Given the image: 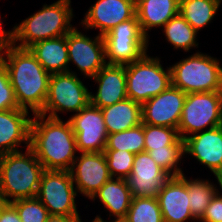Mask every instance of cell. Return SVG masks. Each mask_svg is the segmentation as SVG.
I'll use <instances>...</instances> for the list:
<instances>
[{
	"instance_id": "603a6c76",
	"label": "cell",
	"mask_w": 222,
	"mask_h": 222,
	"mask_svg": "<svg viewBox=\"0 0 222 222\" xmlns=\"http://www.w3.org/2000/svg\"><path fill=\"white\" fill-rule=\"evenodd\" d=\"M101 111L108 134L122 132L142 123L141 104L130 98L101 108Z\"/></svg>"
},
{
	"instance_id": "ab89813d",
	"label": "cell",
	"mask_w": 222,
	"mask_h": 222,
	"mask_svg": "<svg viewBox=\"0 0 222 222\" xmlns=\"http://www.w3.org/2000/svg\"><path fill=\"white\" fill-rule=\"evenodd\" d=\"M133 1V5L135 7V9L142 4L143 2L147 1V0H132Z\"/></svg>"
},
{
	"instance_id": "cb8c5ba5",
	"label": "cell",
	"mask_w": 222,
	"mask_h": 222,
	"mask_svg": "<svg viewBox=\"0 0 222 222\" xmlns=\"http://www.w3.org/2000/svg\"><path fill=\"white\" fill-rule=\"evenodd\" d=\"M135 12L143 34L149 39V30L163 27L179 13V0H147Z\"/></svg>"
},
{
	"instance_id": "f546056e",
	"label": "cell",
	"mask_w": 222,
	"mask_h": 222,
	"mask_svg": "<svg viewBox=\"0 0 222 222\" xmlns=\"http://www.w3.org/2000/svg\"><path fill=\"white\" fill-rule=\"evenodd\" d=\"M145 152H148L157 165L169 175L180 176L183 174L179 166V162L181 163L185 156L184 140L181 138L173 146H166V149H153Z\"/></svg>"
},
{
	"instance_id": "83f0119b",
	"label": "cell",
	"mask_w": 222,
	"mask_h": 222,
	"mask_svg": "<svg viewBox=\"0 0 222 222\" xmlns=\"http://www.w3.org/2000/svg\"><path fill=\"white\" fill-rule=\"evenodd\" d=\"M144 124L128 130L108 134L105 150H126L133 154L144 152Z\"/></svg>"
},
{
	"instance_id": "277c9868",
	"label": "cell",
	"mask_w": 222,
	"mask_h": 222,
	"mask_svg": "<svg viewBox=\"0 0 222 222\" xmlns=\"http://www.w3.org/2000/svg\"><path fill=\"white\" fill-rule=\"evenodd\" d=\"M71 3V0H57L50 5L45 4L42 10L16 24L14 46L28 48L38 41L67 35L74 28L71 25L74 16Z\"/></svg>"
},
{
	"instance_id": "f1b7e54d",
	"label": "cell",
	"mask_w": 222,
	"mask_h": 222,
	"mask_svg": "<svg viewBox=\"0 0 222 222\" xmlns=\"http://www.w3.org/2000/svg\"><path fill=\"white\" fill-rule=\"evenodd\" d=\"M127 222H164L157 197H133Z\"/></svg>"
},
{
	"instance_id": "8992f818",
	"label": "cell",
	"mask_w": 222,
	"mask_h": 222,
	"mask_svg": "<svg viewBox=\"0 0 222 222\" xmlns=\"http://www.w3.org/2000/svg\"><path fill=\"white\" fill-rule=\"evenodd\" d=\"M127 97L141 105L172 85L170 66L165 70L160 58L147 53L125 65Z\"/></svg>"
},
{
	"instance_id": "ac0fdd59",
	"label": "cell",
	"mask_w": 222,
	"mask_h": 222,
	"mask_svg": "<svg viewBox=\"0 0 222 222\" xmlns=\"http://www.w3.org/2000/svg\"><path fill=\"white\" fill-rule=\"evenodd\" d=\"M156 197L164 222H185L188 219L196 221L191 213L184 173L171 176Z\"/></svg>"
},
{
	"instance_id": "4316f807",
	"label": "cell",
	"mask_w": 222,
	"mask_h": 222,
	"mask_svg": "<svg viewBox=\"0 0 222 222\" xmlns=\"http://www.w3.org/2000/svg\"><path fill=\"white\" fill-rule=\"evenodd\" d=\"M189 179L186 177V185L189 193V205L191 213L198 221L209 206L211 200L218 192L217 186L210 182L208 179Z\"/></svg>"
},
{
	"instance_id": "5bb4252c",
	"label": "cell",
	"mask_w": 222,
	"mask_h": 222,
	"mask_svg": "<svg viewBox=\"0 0 222 222\" xmlns=\"http://www.w3.org/2000/svg\"><path fill=\"white\" fill-rule=\"evenodd\" d=\"M185 99L186 93L171 85L141 105L142 123L178 129Z\"/></svg>"
},
{
	"instance_id": "8d00e7d4",
	"label": "cell",
	"mask_w": 222,
	"mask_h": 222,
	"mask_svg": "<svg viewBox=\"0 0 222 222\" xmlns=\"http://www.w3.org/2000/svg\"><path fill=\"white\" fill-rule=\"evenodd\" d=\"M1 18V17H0ZM3 22L0 19V53L14 46V27L10 31L3 29Z\"/></svg>"
},
{
	"instance_id": "836d02e7",
	"label": "cell",
	"mask_w": 222,
	"mask_h": 222,
	"mask_svg": "<svg viewBox=\"0 0 222 222\" xmlns=\"http://www.w3.org/2000/svg\"><path fill=\"white\" fill-rule=\"evenodd\" d=\"M19 108L5 65L0 61V111Z\"/></svg>"
},
{
	"instance_id": "d6986e66",
	"label": "cell",
	"mask_w": 222,
	"mask_h": 222,
	"mask_svg": "<svg viewBox=\"0 0 222 222\" xmlns=\"http://www.w3.org/2000/svg\"><path fill=\"white\" fill-rule=\"evenodd\" d=\"M91 80L98 84L96 94L90 92V103L96 107L104 108L128 98L124 65L106 64Z\"/></svg>"
},
{
	"instance_id": "60d3db41",
	"label": "cell",
	"mask_w": 222,
	"mask_h": 222,
	"mask_svg": "<svg viewBox=\"0 0 222 222\" xmlns=\"http://www.w3.org/2000/svg\"><path fill=\"white\" fill-rule=\"evenodd\" d=\"M2 158H3V154L0 153V169H1V161H2Z\"/></svg>"
},
{
	"instance_id": "4dcf8cb0",
	"label": "cell",
	"mask_w": 222,
	"mask_h": 222,
	"mask_svg": "<svg viewBox=\"0 0 222 222\" xmlns=\"http://www.w3.org/2000/svg\"><path fill=\"white\" fill-rule=\"evenodd\" d=\"M180 139L178 129L144 124V151L166 149Z\"/></svg>"
},
{
	"instance_id": "44dd1931",
	"label": "cell",
	"mask_w": 222,
	"mask_h": 222,
	"mask_svg": "<svg viewBox=\"0 0 222 222\" xmlns=\"http://www.w3.org/2000/svg\"><path fill=\"white\" fill-rule=\"evenodd\" d=\"M28 49L48 73L72 72L68 61L67 35L38 41Z\"/></svg>"
},
{
	"instance_id": "ba28073f",
	"label": "cell",
	"mask_w": 222,
	"mask_h": 222,
	"mask_svg": "<svg viewBox=\"0 0 222 222\" xmlns=\"http://www.w3.org/2000/svg\"><path fill=\"white\" fill-rule=\"evenodd\" d=\"M75 73L51 74L48 95L39 114L60 119L58 112L78 113L90 103V92Z\"/></svg>"
},
{
	"instance_id": "d4e9b609",
	"label": "cell",
	"mask_w": 222,
	"mask_h": 222,
	"mask_svg": "<svg viewBox=\"0 0 222 222\" xmlns=\"http://www.w3.org/2000/svg\"><path fill=\"white\" fill-rule=\"evenodd\" d=\"M222 0H179V13L198 32L211 23Z\"/></svg>"
},
{
	"instance_id": "2e32d148",
	"label": "cell",
	"mask_w": 222,
	"mask_h": 222,
	"mask_svg": "<svg viewBox=\"0 0 222 222\" xmlns=\"http://www.w3.org/2000/svg\"><path fill=\"white\" fill-rule=\"evenodd\" d=\"M170 178L171 175L144 151L135 155L132 172L126 181L133 197H156Z\"/></svg>"
},
{
	"instance_id": "9c48e42d",
	"label": "cell",
	"mask_w": 222,
	"mask_h": 222,
	"mask_svg": "<svg viewBox=\"0 0 222 222\" xmlns=\"http://www.w3.org/2000/svg\"><path fill=\"white\" fill-rule=\"evenodd\" d=\"M106 64L128 65L141 59L148 51L149 40L143 34L135 15L103 36Z\"/></svg>"
},
{
	"instance_id": "ffe728a7",
	"label": "cell",
	"mask_w": 222,
	"mask_h": 222,
	"mask_svg": "<svg viewBox=\"0 0 222 222\" xmlns=\"http://www.w3.org/2000/svg\"><path fill=\"white\" fill-rule=\"evenodd\" d=\"M31 121L29 111L22 108L0 111L1 154L20 151L22 143L30 147Z\"/></svg>"
},
{
	"instance_id": "7a4b0ae2",
	"label": "cell",
	"mask_w": 222,
	"mask_h": 222,
	"mask_svg": "<svg viewBox=\"0 0 222 222\" xmlns=\"http://www.w3.org/2000/svg\"><path fill=\"white\" fill-rule=\"evenodd\" d=\"M34 115L30 128V148L45 170L70 171L78 152L69 120Z\"/></svg>"
},
{
	"instance_id": "4fadbf2b",
	"label": "cell",
	"mask_w": 222,
	"mask_h": 222,
	"mask_svg": "<svg viewBox=\"0 0 222 222\" xmlns=\"http://www.w3.org/2000/svg\"><path fill=\"white\" fill-rule=\"evenodd\" d=\"M70 173L77 192L88 199L111 178L104 152H80Z\"/></svg>"
},
{
	"instance_id": "d590c367",
	"label": "cell",
	"mask_w": 222,
	"mask_h": 222,
	"mask_svg": "<svg viewBox=\"0 0 222 222\" xmlns=\"http://www.w3.org/2000/svg\"><path fill=\"white\" fill-rule=\"evenodd\" d=\"M0 222H22L16 208L8 202L0 204Z\"/></svg>"
},
{
	"instance_id": "d6a6232c",
	"label": "cell",
	"mask_w": 222,
	"mask_h": 222,
	"mask_svg": "<svg viewBox=\"0 0 222 222\" xmlns=\"http://www.w3.org/2000/svg\"><path fill=\"white\" fill-rule=\"evenodd\" d=\"M22 222H46L49 217L47 208L37 197L19 199L11 202Z\"/></svg>"
},
{
	"instance_id": "484cf974",
	"label": "cell",
	"mask_w": 222,
	"mask_h": 222,
	"mask_svg": "<svg viewBox=\"0 0 222 222\" xmlns=\"http://www.w3.org/2000/svg\"><path fill=\"white\" fill-rule=\"evenodd\" d=\"M166 40L174 49H182L189 52L191 48H197L198 32L182 17L180 13L172 17L163 27Z\"/></svg>"
},
{
	"instance_id": "6da1fadb",
	"label": "cell",
	"mask_w": 222,
	"mask_h": 222,
	"mask_svg": "<svg viewBox=\"0 0 222 222\" xmlns=\"http://www.w3.org/2000/svg\"><path fill=\"white\" fill-rule=\"evenodd\" d=\"M0 61L7 68L19 108L39 114L48 95L51 74L28 48L12 46L0 53Z\"/></svg>"
},
{
	"instance_id": "1f68e13d",
	"label": "cell",
	"mask_w": 222,
	"mask_h": 222,
	"mask_svg": "<svg viewBox=\"0 0 222 222\" xmlns=\"http://www.w3.org/2000/svg\"><path fill=\"white\" fill-rule=\"evenodd\" d=\"M112 178L126 179L132 172L135 154L122 150H104Z\"/></svg>"
},
{
	"instance_id": "8fae6325",
	"label": "cell",
	"mask_w": 222,
	"mask_h": 222,
	"mask_svg": "<svg viewBox=\"0 0 222 222\" xmlns=\"http://www.w3.org/2000/svg\"><path fill=\"white\" fill-rule=\"evenodd\" d=\"M68 61L77 66L78 71L93 78L105 65V43L103 36L88 37L74 27L67 34Z\"/></svg>"
},
{
	"instance_id": "f35d334b",
	"label": "cell",
	"mask_w": 222,
	"mask_h": 222,
	"mask_svg": "<svg viewBox=\"0 0 222 222\" xmlns=\"http://www.w3.org/2000/svg\"><path fill=\"white\" fill-rule=\"evenodd\" d=\"M94 220H96V221H98V222H106V221H104L100 216H96L95 217V219ZM108 222V221H107ZM109 222H127L124 218H117V219H115V220H112V221H109Z\"/></svg>"
},
{
	"instance_id": "e0dca14e",
	"label": "cell",
	"mask_w": 222,
	"mask_h": 222,
	"mask_svg": "<svg viewBox=\"0 0 222 222\" xmlns=\"http://www.w3.org/2000/svg\"><path fill=\"white\" fill-rule=\"evenodd\" d=\"M136 15L132 0H97L85 13L81 24L84 29H99L104 36L118 24Z\"/></svg>"
},
{
	"instance_id": "3957f363",
	"label": "cell",
	"mask_w": 222,
	"mask_h": 222,
	"mask_svg": "<svg viewBox=\"0 0 222 222\" xmlns=\"http://www.w3.org/2000/svg\"><path fill=\"white\" fill-rule=\"evenodd\" d=\"M44 171L30 147H26L25 154L22 151L3 154L0 169L2 202L36 197Z\"/></svg>"
},
{
	"instance_id": "e575fe53",
	"label": "cell",
	"mask_w": 222,
	"mask_h": 222,
	"mask_svg": "<svg viewBox=\"0 0 222 222\" xmlns=\"http://www.w3.org/2000/svg\"><path fill=\"white\" fill-rule=\"evenodd\" d=\"M222 190V188H221ZM222 192H217L199 222H222Z\"/></svg>"
},
{
	"instance_id": "30bf717a",
	"label": "cell",
	"mask_w": 222,
	"mask_h": 222,
	"mask_svg": "<svg viewBox=\"0 0 222 222\" xmlns=\"http://www.w3.org/2000/svg\"><path fill=\"white\" fill-rule=\"evenodd\" d=\"M77 194L70 171L45 170L36 197L49 215L81 217L76 207Z\"/></svg>"
},
{
	"instance_id": "7c38bea8",
	"label": "cell",
	"mask_w": 222,
	"mask_h": 222,
	"mask_svg": "<svg viewBox=\"0 0 222 222\" xmlns=\"http://www.w3.org/2000/svg\"><path fill=\"white\" fill-rule=\"evenodd\" d=\"M68 120L75 134L79 152H104L108 133L101 108L89 103Z\"/></svg>"
},
{
	"instance_id": "9a60e30c",
	"label": "cell",
	"mask_w": 222,
	"mask_h": 222,
	"mask_svg": "<svg viewBox=\"0 0 222 222\" xmlns=\"http://www.w3.org/2000/svg\"><path fill=\"white\" fill-rule=\"evenodd\" d=\"M184 152L208 167L222 188V125L185 138Z\"/></svg>"
},
{
	"instance_id": "74e56055",
	"label": "cell",
	"mask_w": 222,
	"mask_h": 222,
	"mask_svg": "<svg viewBox=\"0 0 222 222\" xmlns=\"http://www.w3.org/2000/svg\"><path fill=\"white\" fill-rule=\"evenodd\" d=\"M81 217H67L62 215H49L46 222H79Z\"/></svg>"
},
{
	"instance_id": "52a82bcc",
	"label": "cell",
	"mask_w": 222,
	"mask_h": 222,
	"mask_svg": "<svg viewBox=\"0 0 222 222\" xmlns=\"http://www.w3.org/2000/svg\"><path fill=\"white\" fill-rule=\"evenodd\" d=\"M222 125V91L187 93L178 132L184 140Z\"/></svg>"
},
{
	"instance_id": "7402d4cb",
	"label": "cell",
	"mask_w": 222,
	"mask_h": 222,
	"mask_svg": "<svg viewBox=\"0 0 222 222\" xmlns=\"http://www.w3.org/2000/svg\"><path fill=\"white\" fill-rule=\"evenodd\" d=\"M98 198L109 217L125 218L130 208L132 194L126 179L110 178L90 200Z\"/></svg>"
},
{
	"instance_id": "5b68a950",
	"label": "cell",
	"mask_w": 222,
	"mask_h": 222,
	"mask_svg": "<svg viewBox=\"0 0 222 222\" xmlns=\"http://www.w3.org/2000/svg\"><path fill=\"white\" fill-rule=\"evenodd\" d=\"M170 69L172 86L186 94L222 91V67L216 57L198 51Z\"/></svg>"
}]
</instances>
